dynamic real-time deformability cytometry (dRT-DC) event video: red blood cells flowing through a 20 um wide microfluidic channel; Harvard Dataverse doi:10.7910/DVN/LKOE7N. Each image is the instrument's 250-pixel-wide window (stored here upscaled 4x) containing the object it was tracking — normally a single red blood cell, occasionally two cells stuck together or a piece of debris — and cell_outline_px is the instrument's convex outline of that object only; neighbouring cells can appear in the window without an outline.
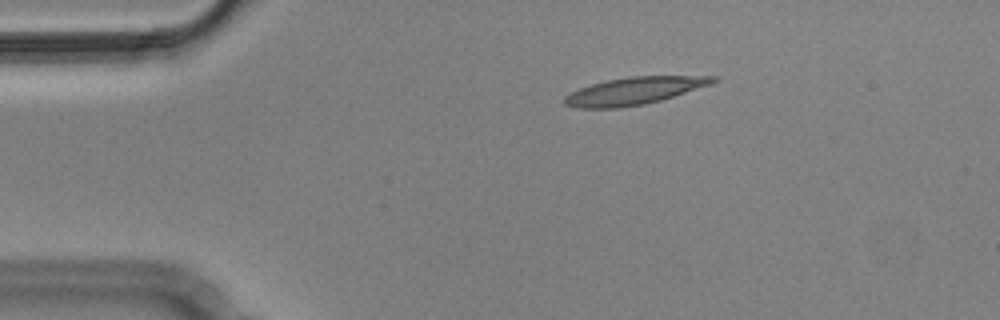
{"species": "Egyptian fruit bat (a non-hibernating species)", "species_latin": "Rousettus aegyptiacus", "temperature_condition": "cold", "stored_images_in_passage": 5, "camera_frame_rate_fps": 3000, "um_per_image_px": 0.085, "animal": {"sex": "male"}, "frame": {"image": 1, "passage_image": 2, "time_ms": 0.333, "image_size_px": [1000, 320], "cell_outline_px": [[720, 80], [712, 84], [660, 100], [644, 104], [616, 108], [576, 108], [564, 104], [564, 96], [580, 88], [592, 84], [608, 80], [628, 76], [720, 76]], "centroid_in_image_um": [53.93, 7.72], "position_along_channel_um": 31.1, "area_um2": 23.58}}